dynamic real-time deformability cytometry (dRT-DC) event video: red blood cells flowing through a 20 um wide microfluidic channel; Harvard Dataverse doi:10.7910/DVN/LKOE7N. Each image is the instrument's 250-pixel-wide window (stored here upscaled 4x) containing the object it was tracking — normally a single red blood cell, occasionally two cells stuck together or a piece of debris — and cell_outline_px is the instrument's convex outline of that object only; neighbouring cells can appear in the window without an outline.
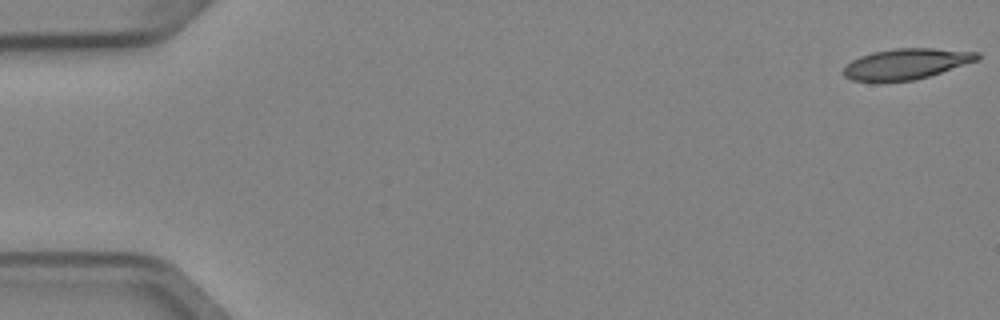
{"species": "Egyptian fruit bat (a non-hibernating species)", "species_latin": "Rousettus aegyptiacus", "temperature_condition": "cold", "stored_images_in_passage": 5, "camera_frame_rate_fps": 3000, "um_per_image_px": 0.085, "animal": {"sex": "female"}, "frame": {"image": 1, "passage_image": 1, "time_ms": 0.0, "image_size_px": [1000, 320], "cell_outline_px": [[980, 60], [928, 76], [912, 80], [852, 80], [844, 76], [844, 68], [852, 60], [860, 56], [872, 52], [892, 48], [932, 48], [980, 52]], "centroid_in_image_um": [77.09, 5.4], "position_along_channel_um": 7.9, "area_um2": 23.58}}
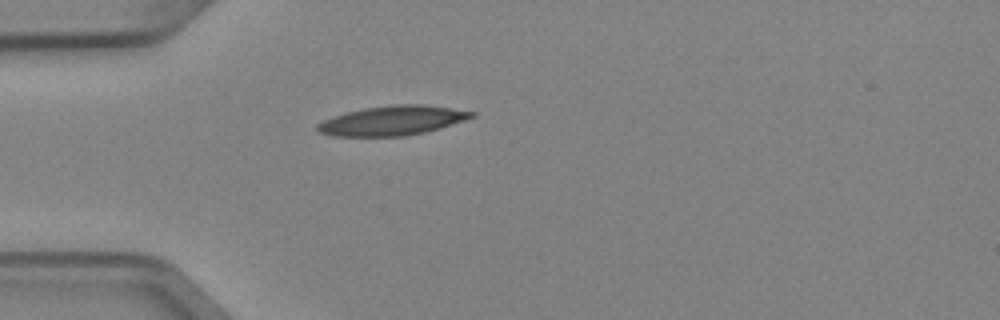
{"frame": {"image": 2, "passage_image": 5, "time_ms": 1.333, "image_size_px": [1000, 320], "cell_outline_px": [[476, 116], [440, 128], [424, 132], [404, 136], [332, 136], [320, 132], [316, 128], [316, 124], [332, 116], [344, 112], [364, 108], [392, 104], [424, 104], [476, 112]], "centroid_in_image_um": [33.33, 10.24], "position_along_channel_um": 51.7, "area_um2": 26.53}}